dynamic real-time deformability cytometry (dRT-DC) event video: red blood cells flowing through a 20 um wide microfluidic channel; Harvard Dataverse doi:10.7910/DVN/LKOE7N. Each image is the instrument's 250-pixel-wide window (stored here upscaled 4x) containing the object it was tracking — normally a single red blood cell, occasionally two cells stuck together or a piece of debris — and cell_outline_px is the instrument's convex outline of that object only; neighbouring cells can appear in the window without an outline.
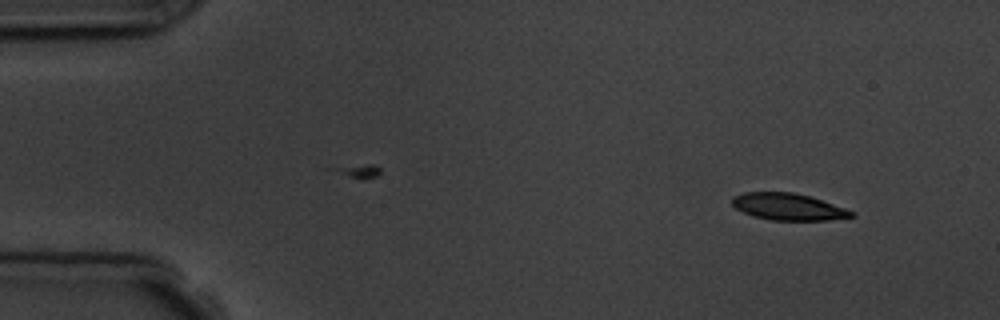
{"species": "common noctule bat (a hibernating species)", "species_latin": "Nyctalus noctula", "temperature_condition": "room temperature", "stored_images_in_passage": 14, "camera_frame_rate_fps": 3000, "um_per_image_px": 0.085, "animal": {"sex": "male", "body_mass_g": 19.5, "forearm_length_mm": 54.6}, "frame": {"image": 1, "passage_image": 1, "time_ms": 0.0, "image_size_px": [1000, 320], "cell_outline_px": [[856, 216], [828, 220], [772, 220], [752, 216], [736, 208], [732, 204], [732, 196], [744, 192], [792, 192], [808, 196], [856, 212]], "centroid_in_image_um": [66.98, 17.58], "position_along_channel_um": 18.0, "area_um2": 18.5}}
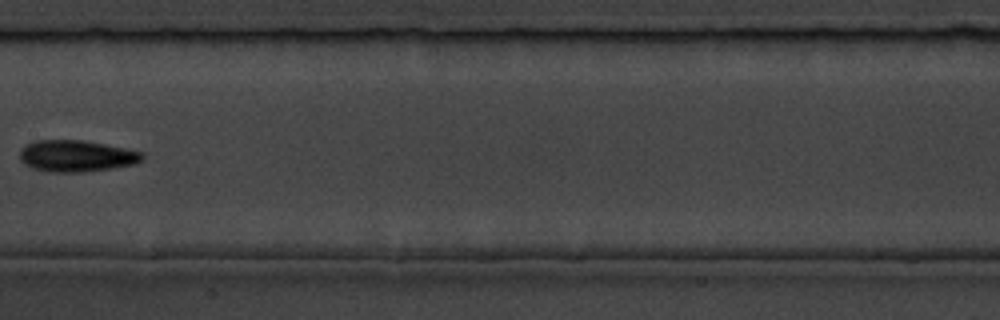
{"frame": {"image": 2, "passage_image": 7, "time_ms": 7.667, "image_size_px": [1000, 320], "cell_outline_px": [[144, 156], [136, 164], [112, 168], [80, 172], [52, 172], [32, 168], [24, 164], [20, 160], [20, 148], [24, 144], [36, 140], [84, 140], [144, 152]], "centroid_in_image_um": [6.46, 13.25], "position_along_channel_um": 200.9, "area_um2": 22.6}}
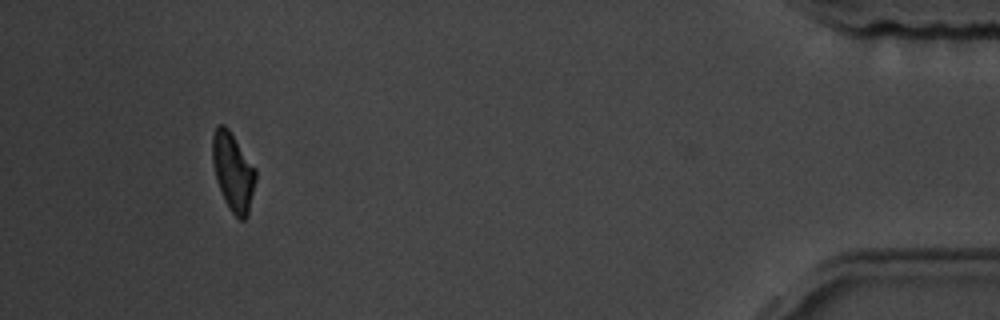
{"frame": {"image": 3, "passage_image": 13, "time_ms": 15.333, "image_size_px": [1000, 320], "cell_outline_px": [[256, 180], [248, 216], [244, 220], [240, 220], [228, 208], [224, 200], [216, 176], [212, 160], [212, 136], [216, 128], [220, 124], [224, 124], [228, 128], [256, 168]], "centroid_in_image_um": [19.83, 14.61], "position_along_channel_um": 415.4, "area_um2": 19.65}, "authors_computed_cell_mechanics": {"area_um2": 20.3167, "velocity_mm_per_s": 3.6838, "shape_relaxation_time_tau1_ms": 2.9907, "shape_relaxation_time_tau2_ms": 3.3602, "deformation_change_tau1": 0.1316, "deformation_change_tau2": 0.1081}}